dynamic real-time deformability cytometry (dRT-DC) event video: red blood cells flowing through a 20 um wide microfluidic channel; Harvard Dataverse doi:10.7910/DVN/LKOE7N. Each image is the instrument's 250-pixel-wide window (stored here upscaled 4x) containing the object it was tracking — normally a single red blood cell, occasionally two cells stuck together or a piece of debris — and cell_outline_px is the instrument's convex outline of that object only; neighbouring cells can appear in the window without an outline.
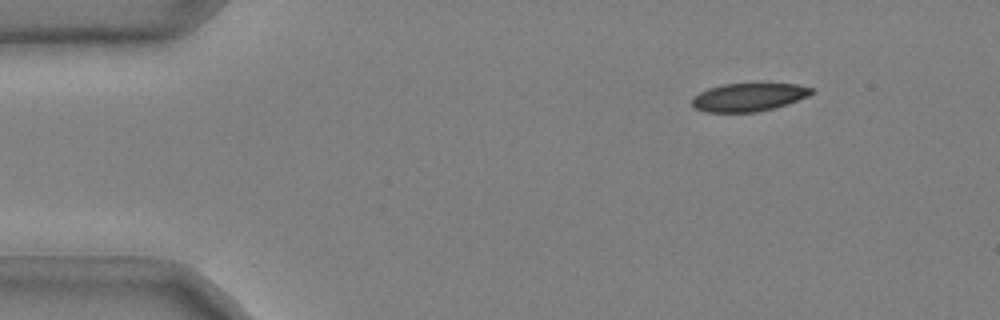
{"species": "common noctule bat (a hibernating species)", "species_latin": "Nyctalus noctula", "temperature_condition": "cold", "stored_images_in_passage": 42, "camera_frame_rate_fps": 3000, "um_per_image_px": 0.085, "animal": {"sex": "male", "body_mass_g": 20.4}, "frame": {"image": 1, "passage_image": 1, "time_ms": 0.0, "image_size_px": [1000, 320], "cell_outline_px": [[816, 92], [808, 96], [788, 104], [756, 112], [704, 112], [696, 108], [692, 104], [692, 96], [708, 88], [720, 84], [752, 80], [796, 84], [812, 88]], "centroid_in_image_um": [63.66, 8.19], "position_along_channel_um": 21.3, "area_um2": 20.69}}
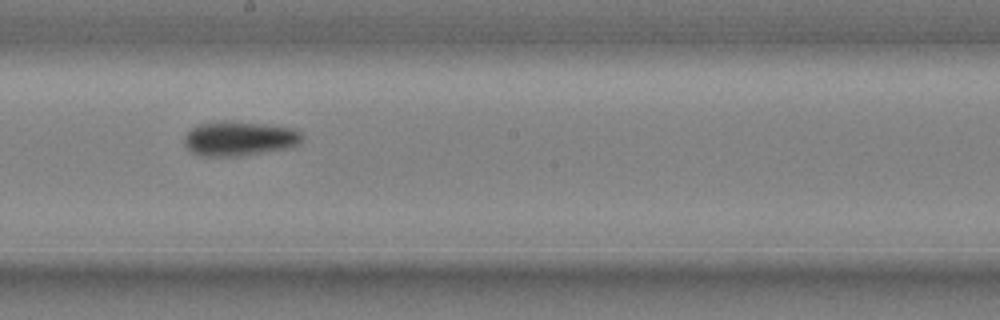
{"frame": {"image": 2, "passage_image": 24, "time_ms": 7.667, "image_size_px": [1000, 320], "cell_outline_px": [[304, 136], [300, 144], [292, 148], [240, 156], [200, 156], [192, 152], [184, 144], [184, 136], [192, 128], [200, 124], [220, 120], [264, 124], [296, 128]], "centroid_in_image_um": [20.39, 11.78], "position_along_channel_um": 227.8, "area_um2": 24.04}}
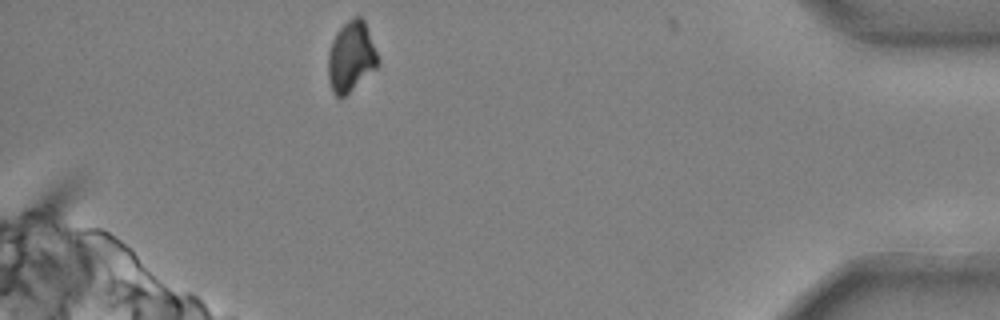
{"frame": {"image": 3, "passage_image": 42, "time_ms": 13.667, "image_size_px": [1000, 320], "cell_outline_px": [[380, 64], [376, 68], [340, 100], [332, 92], [328, 80], [328, 52], [332, 40], [336, 32], [348, 20], [356, 16], [360, 16], [364, 20], [380, 60]], "centroid_in_image_um": [29.83, 4.84], "position_along_channel_um": 405.4, "area_um2": 20.52}, "authors_computed_cell_mechanics": {"area_um2": 22.2241, "velocity_mm_per_s": 3.6899, "shape_relaxation_time_tau1_ms": 3.7856, "shape_relaxation_time_tau2_ms": null, "deformation_change_tau1": 0.1111, "deformation_change_tau2": null}}